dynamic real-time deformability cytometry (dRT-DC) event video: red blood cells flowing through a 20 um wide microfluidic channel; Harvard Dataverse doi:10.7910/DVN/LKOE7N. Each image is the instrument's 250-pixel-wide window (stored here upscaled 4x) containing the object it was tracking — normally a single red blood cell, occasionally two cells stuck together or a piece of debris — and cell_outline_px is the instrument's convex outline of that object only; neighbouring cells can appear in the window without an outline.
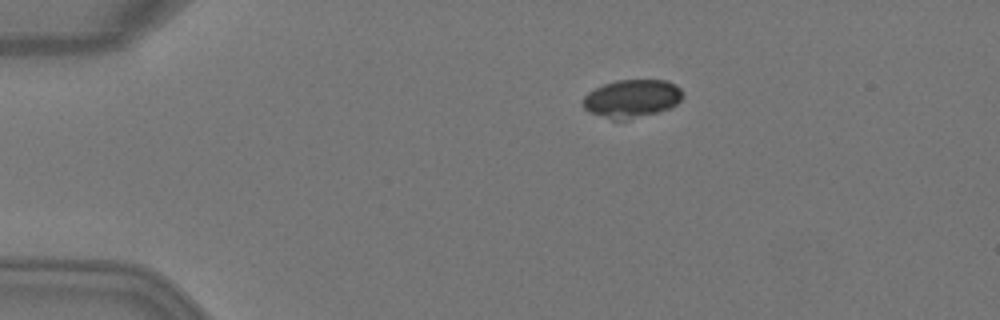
{"species": "Egyptian fruit bat (a non-hibernating species)", "species_latin": "Rousettus aegyptiacus", "temperature_condition": "warm", "stored_images_in_passage": 5, "camera_frame_rate_fps": 3000, "um_per_image_px": 0.085, "animal": {"sex": "female"}, "frame": {"image": 1, "passage_image": 2, "time_ms": 0.333, "image_size_px": [1000, 320], "cell_outline_px": [[684, 96], [676, 104], [668, 108], [656, 112], [624, 120], [612, 120], [588, 112], [584, 108], [584, 96], [588, 92], [604, 84], [616, 80], [668, 80], [676, 84], [680, 88]], "centroid_in_image_um": [53.71, 8.37], "position_along_channel_um": 31.3, "area_um2": 22.02}}